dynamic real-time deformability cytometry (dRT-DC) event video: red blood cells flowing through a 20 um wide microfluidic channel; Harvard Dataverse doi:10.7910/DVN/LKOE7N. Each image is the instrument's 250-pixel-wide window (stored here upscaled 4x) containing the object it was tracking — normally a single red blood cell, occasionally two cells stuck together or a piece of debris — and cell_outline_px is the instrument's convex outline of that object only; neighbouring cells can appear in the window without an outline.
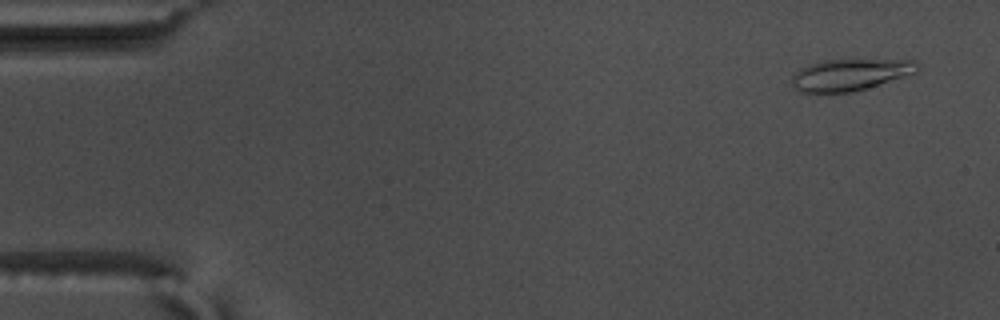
{"species": "common noctule bat (a hibernating species)", "species_latin": "Nyctalus noctula", "temperature_condition": "warm", "stored_images_in_passage": 56, "camera_frame_rate_fps": 3000, "um_per_image_px": 0.085, "animal": {"sex": "male", "body_mass_g": 17.5, "forearm_length_mm": 52.3}, "frame": {"image": 1, "passage_image": 3, "time_ms": 0.667, "image_size_px": [1000, 320], "cell_outline_px": [[920, 68], [916, 72], [904, 76], [852, 92], [800, 92], [792, 88], [792, 76], [796, 72], [808, 64], [824, 60], [916, 60], [920, 64]], "centroid_in_image_um": [72.24, 6.34], "position_along_channel_um": 12.8, "area_um2": 22.89}}
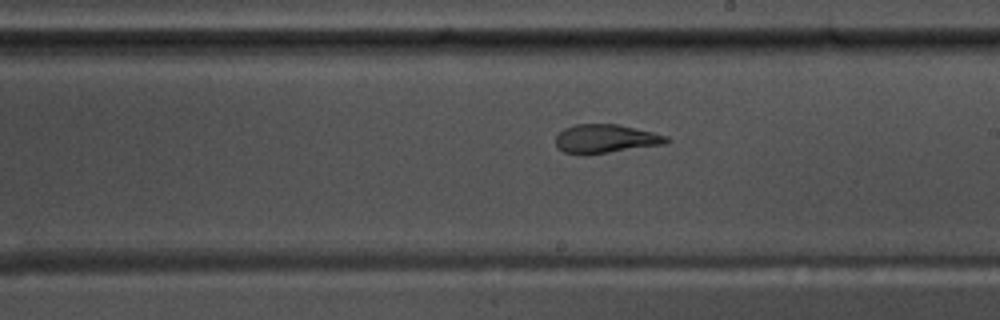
{"frame": {"image": 2, "passage_image": 32, "time_ms": 10.333, "image_size_px": [1000, 320], "cell_outline_px": [[672, 140], [664, 144], [588, 156], [584, 156], [564, 152], [556, 148], [556, 136], [564, 128], [576, 124], [616, 124], [652, 132], [668, 136]], "centroid_in_image_um": [51.45, 11.82], "position_along_channel_um": 237.5, "area_um2": 18.84}}
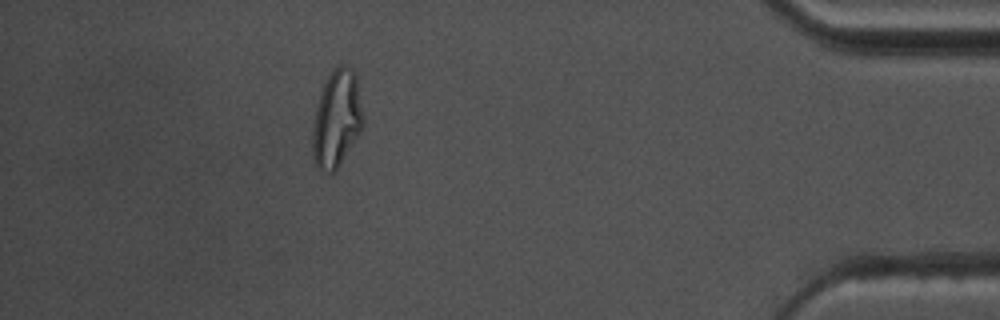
{"frame": {"image": 3, "passage_image": 50, "time_ms": 16.333, "image_size_px": [1000, 320], "cell_outline_px": [[364, 124], [360, 132], [336, 172], [320, 172], [316, 168], [312, 152], [312, 128], [316, 104], [320, 92], [332, 68], [340, 64], [344, 64], [352, 68], [356, 72], [364, 116]], "centroid_in_image_um": [28.62, 10.09], "position_along_channel_um": 406.6, "area_um2": 29.42}, "authors_computed_cell_mechanics": {"area_um2": 20.5479, "velocity_mm_per_s": 3.6392, "shape_relaxation_time_tau1_ms": null, "shape_relaxation_time_tau2_ms": 1.4098, "deformation_change_tau1": null, "deformation_change_tau2": 0.076}}